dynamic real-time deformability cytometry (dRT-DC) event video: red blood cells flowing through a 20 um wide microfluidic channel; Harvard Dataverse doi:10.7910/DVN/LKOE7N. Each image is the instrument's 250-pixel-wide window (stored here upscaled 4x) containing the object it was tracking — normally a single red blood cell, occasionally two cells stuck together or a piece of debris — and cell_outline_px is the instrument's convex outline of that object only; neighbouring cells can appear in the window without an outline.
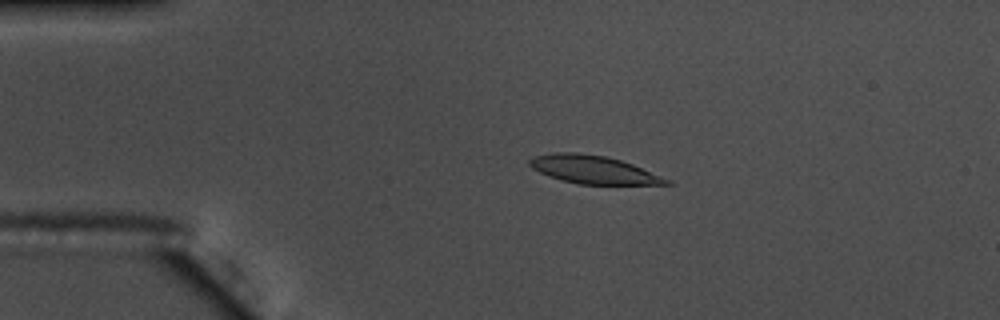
{"species": "common noctule bat (a hibernating species)", "species_latin": "Nyctalus noctula", "temperature_condition": "warm", "stored_images_in_passage": 56, "camera_frame_rate_fps": 3000, "um_per_image_px": 0.085, "animal": {"sex": "male", "body_mass_g": 17.5, "forearm_length_mm": 52.3}, "frame": {"image": 1, "passage_image": 12, "time_ms": 3.667, "image_size_px": [1000, 320], "cell_outline_px": [[672, 184], [576, 184], [548, 176], [532, 168], [528, 164], [528, 160], [536, 156], [552, 152], [576, 152], [604, 156], [620, 160], [632, 164], [672, 180]], "centroid_in_image_um": [50.42, 14.42], "position_along_channel_um": 34.6, "area_um2": 22.25}}
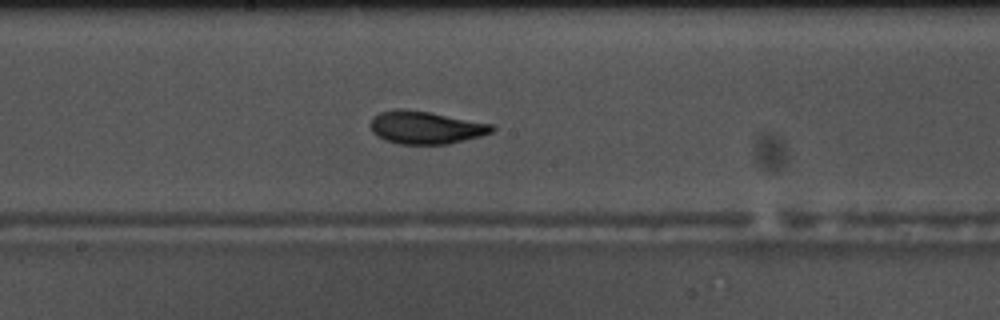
{"frame": {"image": 2, "passage_image": 30, "time_ms": 9.667, "image_size_px": [1000, 320], "cell_outline_px": [[496, 128], [492, 132], [480, 136], [448, 144], [400, 144], [384, 140], [376, 136], [372, 132], [372, 116], [380, 112], [400, 108], [404, 108], [428, 112], [492, 124]], "centroid_in_image_um": [36.16, 10.84], "position_along_channel_um": 212.0, "area_um2": 23.06}}
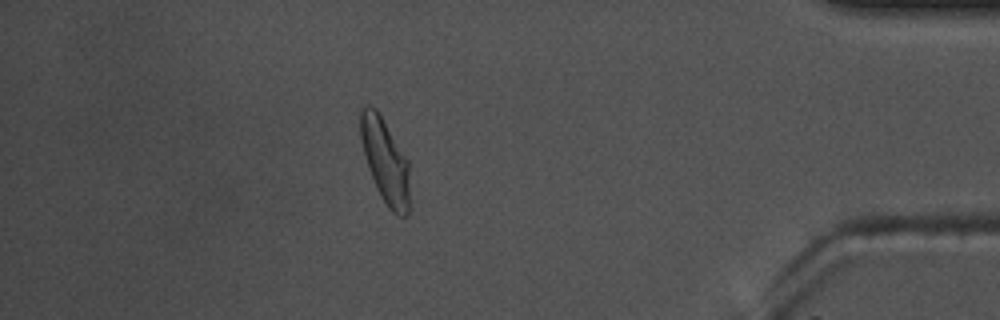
{"frame": {"image": 3, "passage_image": 49, "time_ms": 16.0, "image_size_px": [1000, 320], "cell_outline_px": [[408, 216], [396, 216], [388, 208], [380, 196], [376, 188], [368, 168], [360, 136], [360, 108], [364, 104], [368, 104], [376, 108], [408, 160]], "centroid_in_image_um": [32.71, 13.67], "position_along_channel_um": 402.5, "area_um2": 24.1}, "authors_computed_cell_mechanics": {"area_um2": 22.9177, "velocity_mm_per_s": 3.6808, "shape_relaxation_time_tau1_ms": 3.2942, "shape_relaxation_time_tau2_ms": 1.4255, "deformation_change_tau1": 0.1678, "deformation_change_tau2": 0.0757}}